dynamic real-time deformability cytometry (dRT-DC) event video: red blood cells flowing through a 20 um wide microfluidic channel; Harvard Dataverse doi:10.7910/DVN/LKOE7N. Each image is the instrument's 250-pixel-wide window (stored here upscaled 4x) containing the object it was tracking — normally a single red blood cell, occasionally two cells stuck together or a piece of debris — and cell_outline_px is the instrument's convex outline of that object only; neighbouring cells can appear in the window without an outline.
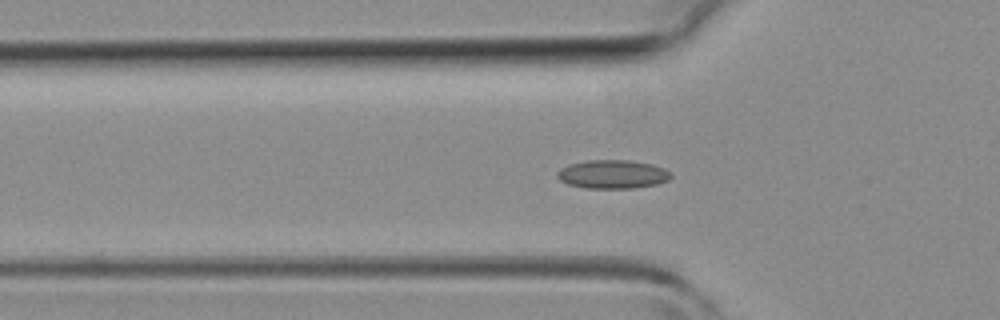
{"species": "common noctule bat (a hibernating species)", "species_latin": "Nyctalus noctula", "temperature_condition": "room temperature", "stored_images_in_passage": 44, "camera_frame_rate_fps": 3000, "um_per_image_px": 0.085, "animal": {"sex": "female", "body_mass_g": 19.3, "forearm_length_mm": 54.1}, "frame": {"image": 1, "passage_image": 14, "time_ms": 4.333, "image_size_px": [1000, 320], "cell_outline_px": [[672, 176], [668, 180], [656, 184], [632, 188], [584, 188], [568, 184], [560, 180], [556, 176], [556, 172], [560, 168], [568, 164], [588, 160], [628, 160], [652, 164], [664, 168], [672, 172]], "centroid_in_image_um": [52.06, 14.8], "position_along_channel_um": 73.7, "area_um2": 19.07}}
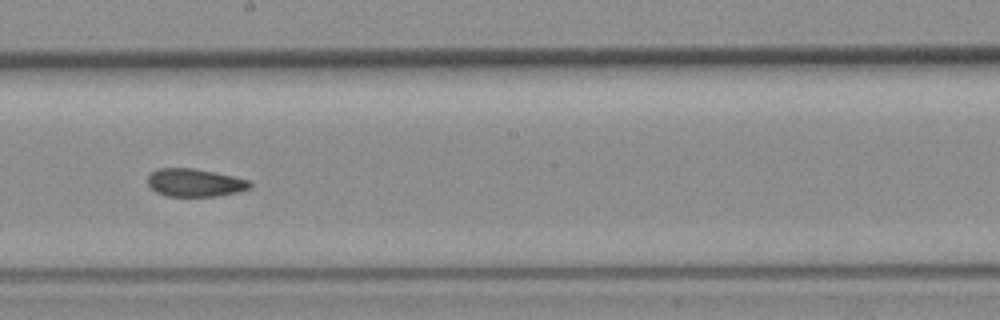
{"frame": {"image": 2, "passage_image": 24, "time_ms": 7.667, "image_size_px": [1000, 320], "cell_outline_px": [[252, 184], [248, 188], [236, 192], [216, 196], [168, 196], [156, 192], [148, 184], [148, 176], [156, 168], [192, 168], [232, 176], [248, 180]], "centroid_in_image_um": [16.52, 15.52], "position_along_channel_um": 231.7, "area_um2": 16.36}}
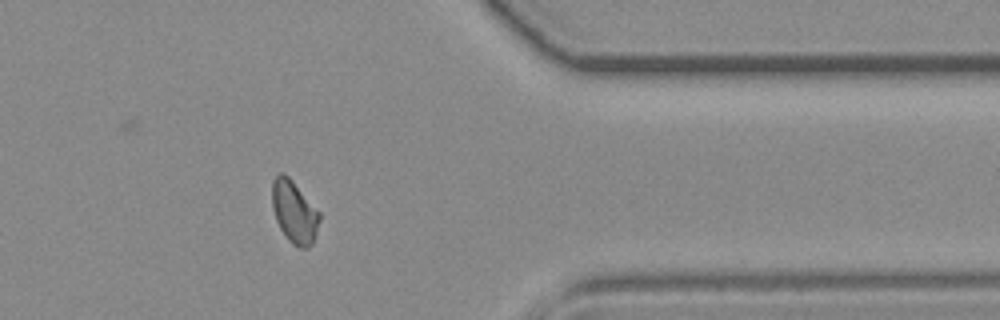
{"frame": {"image": 3, "passage_image": 35, "time_ms": 11.333, "image_size_px": [1000, 320], "cell_outline_px": [[320, 220], [312, 244], [308, 248], [300, 248], [292, 244], [280, 228], [276, 220], [272, 208], [272, 180], [280, 172], [284, 172], [292, 180], [320, 212]], "centroid_in_image_um": [25.01, 18.0], "position_along_channel_um": 386.4, "area_um2": 17.22}}